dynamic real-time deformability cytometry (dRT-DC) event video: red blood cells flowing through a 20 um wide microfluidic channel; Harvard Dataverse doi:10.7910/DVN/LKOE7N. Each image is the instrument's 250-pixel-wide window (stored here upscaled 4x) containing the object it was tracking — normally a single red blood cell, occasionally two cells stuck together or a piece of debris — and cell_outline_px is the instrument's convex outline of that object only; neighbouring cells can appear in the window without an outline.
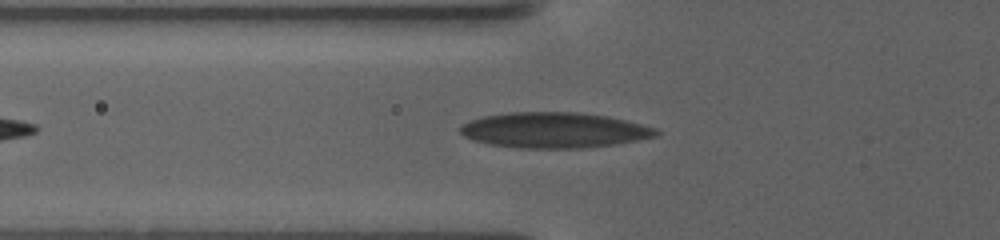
{"species": "human", "species_latin": "Homo sapiens", "temperature_condition": "warm", "stored_images_in_passage": 48, "camera_frame_rate_fps": 3000, "um_per_image_px": 0.085, "donor": {"sex": "female"}, "frame": {"image": 1, "passage_image": 8, "time_ms": 4.333, "image_size_px": [1000, 240], "cell_outline_px": [[660, 132], [656, 136], [636, 140], [612, 144], [580, 148], [520, 148], [488, 144], [472, 140], [464, 136], [460, 132], [460, 124], [468, 120], [484, 116], [508, 112], [576, 112], [608, 116], [656, 128]], "centroid_in_image_um": [47.03, 11.06], "position_along_channel_um": 78.8, "area_um2": 40.46}}
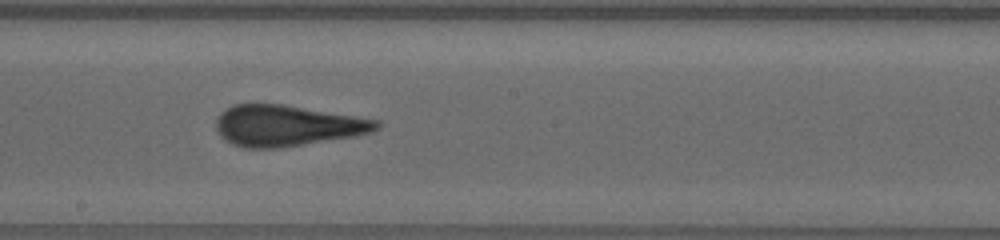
{"frame": {"image": 2, "passage_image": 20, "time_ms": 9.333, "image_size_px": [1000, 240], "cell_outline_px": [[380, 128], [372, 132], [356, 136], [280, 148], [244, 148], [232, 144], [220, 136], [216, 128], [216, 116], [220, 112], [236, 104], [280, 104], [356, 116], [380, 120]], "centroid_in_image_um": [24.4, 10.69], "position_along_channel_um": 223.8, "area_um2": 38.38}}
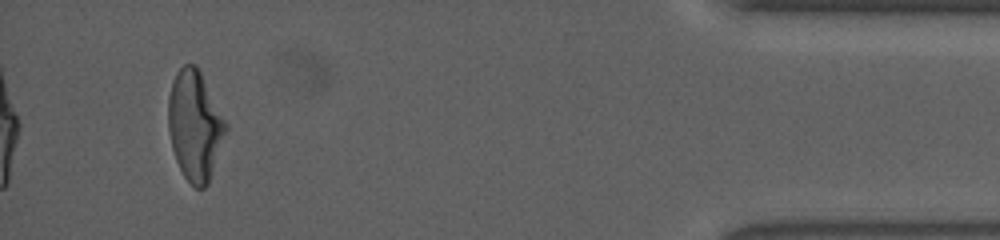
{"frame": {"image": 3, "passage_image": 45, "time_ms": 18.0, "image_size_px": [1000, 240], "cell_outline_px": [[228, 128], [208, 184], [204, 188], [196, 188], [184, 176], [176, 160], [172, 148], [168, 128], [168, 96], [176, 72], [184, 64], [196, 64], [228, 124]], "centroid_in_image_um": [16.57, 10.66], "position_along_channel_um": 418.6, "area_um2": 36.65}, "authors_computed_cell_mechanics": {"area_um2": 38.3792, "velocity_mm_per_s": 2.9079, "shape_relaxation_time_tau1_ms": 9.7848, "shape_relaxation_time_tau2_ms": 1.2187, "deformation_change_tau1": 0.2424, "deformation_change_tau2": 0.0968}}